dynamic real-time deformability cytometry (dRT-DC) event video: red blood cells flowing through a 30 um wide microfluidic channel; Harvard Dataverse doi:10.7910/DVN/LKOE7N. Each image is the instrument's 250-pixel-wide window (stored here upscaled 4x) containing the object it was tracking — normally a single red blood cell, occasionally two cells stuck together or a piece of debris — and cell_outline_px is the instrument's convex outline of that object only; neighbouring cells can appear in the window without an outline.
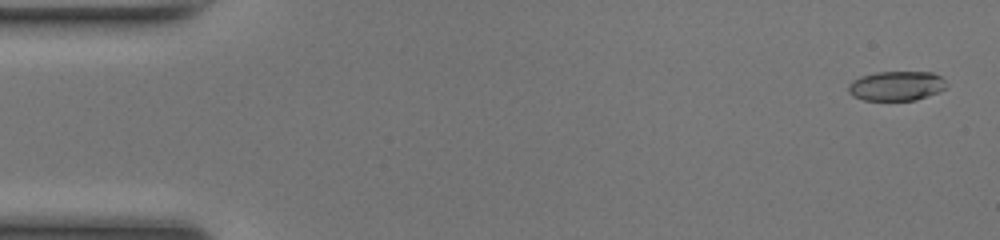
{"species": "common noctule bat (a hibernating species)", "species_latin": "Nyctalus noctula", "temperature_condition": "room temperature", "stored_images_in_passage": 50, "camera_frame_rate_fps": 3000, "um_per_image_px": 0.085, "animal": {"sex": "female", "body_mass_g": 17.0, "forearm_length_mm": 48.0}, "frame": {"image": 1, "passage_image": 2, "time_ms": 0.333, "image_size_px": [1000, 240], "cell_outline_px": [[948, 84], [944, 88], [936, 92], [916, 100], [864, 100], [852, 96], [848, 92], [848, 84], [852, 80], [860, 76], [876, 72], [932, 72], [940, 76]], "centroid_in_image_um": [76.15, 7.29], "position_along_channel_um": 8.9, "area_um2": 16.88}}
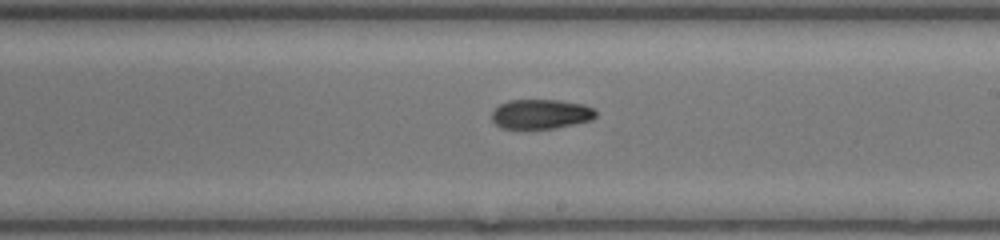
{"frame": {"image": 2, "passage_image": 29, "time_ms": 9.333, "image_size_px": [1000, 240], "cell_outline_px": [[596, 116], [592, 120], [552, 128], [500, 128], [492, 120], [492, 112], [500, 104], [508, 100], [560, 100], [584, 104], [592, 108], [596, 112]], "centroid_in_image_um": [45.97, 9.68], "position_along_channel_um": 243.0, "area_um2": 17.8}}
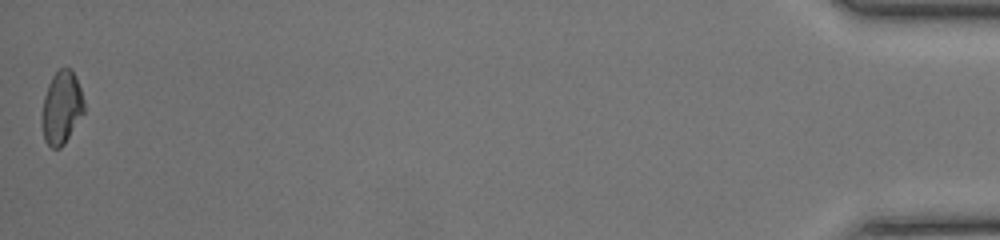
{"frame": {"image": 3, "passage_image": 50, "time_ms": 16.333, "image_size_px": [1000, 240], "cell_outline_px": [[84, 112], [64, 144], [60, 148], [52, 148], [44, 140], [40, 116], [44, 96], [48, 84], [52, 76], [60, 68], [68, 68], [72, 72], [80, 88], [84, 100]], "centroid_in_image_um": [5.2, 9.17], "position_along_channel_um": 430.0, "area_um2": 17.86}, "authors_computed_cell_mechanics": {"area_um2": 17.918, "velocity_mm_per_s": 4.1761, "shape_relaxation_time_tau1_ms": null, "shape_relaxation_time_tau2_ms": 3.1421, "deformation_change_tau1": null, "deformation_change_tau2": 0.0858}}